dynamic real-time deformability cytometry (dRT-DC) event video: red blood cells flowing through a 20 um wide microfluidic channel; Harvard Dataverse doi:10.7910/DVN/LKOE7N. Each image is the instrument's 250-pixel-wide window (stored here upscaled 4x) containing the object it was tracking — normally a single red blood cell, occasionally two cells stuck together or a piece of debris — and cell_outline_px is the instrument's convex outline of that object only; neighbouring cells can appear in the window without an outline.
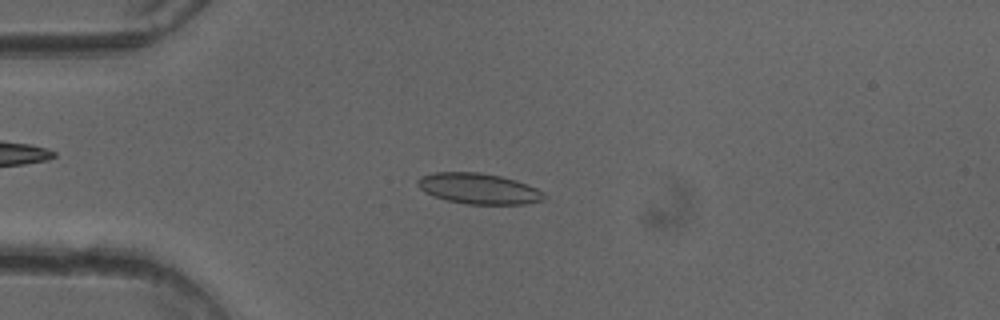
{"species": "common noctule bat (a hibernating species)", "species_latin": "Nyctalus noctula", "temperature_condition": "cold", "stored_images_in_passage": 50, "camera_frame_rate_fps": 3000, "um_per_image_px": 0.085, "animal": {"sex": "female"}, "frame": {"image": 1, "passage_image": 12, "time_ms": 3.667, "image_size_px": [1000, 320], "cell_outline_px": [[548, 196], [544, 200], [524, 204], [468, 204], [448, 200], [424, 192], [416, 184], [416, 180], [420, 176], [436, 172], [480, 172], [500, 176], [516, 180], [536, 188], [544, 192]], "centroid_in_image_um": [40.7, 16.03], "position_along_channel_um": 44.3, "area_um2": 22.66}}
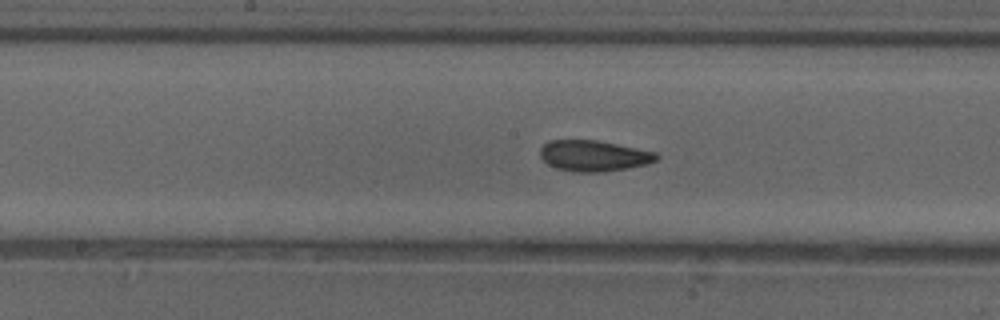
{"frame": {"image": 2, "passage_image": 25, "time_ms": 8.0, "image_size_px": [1000, 320], "cell_outline_px": [[660, 156], [656, 160], [648, 164], [628, 168], [604, 172], [572, 172], [556, 168], [548, 164], [540, 156], [540, 148], [548, 140], [596, 140], [656, 152]], "centroid_in_image_um": [50.46, 13.25], "position_along_channel_um": 197.7, "area_um2": 21.04}}
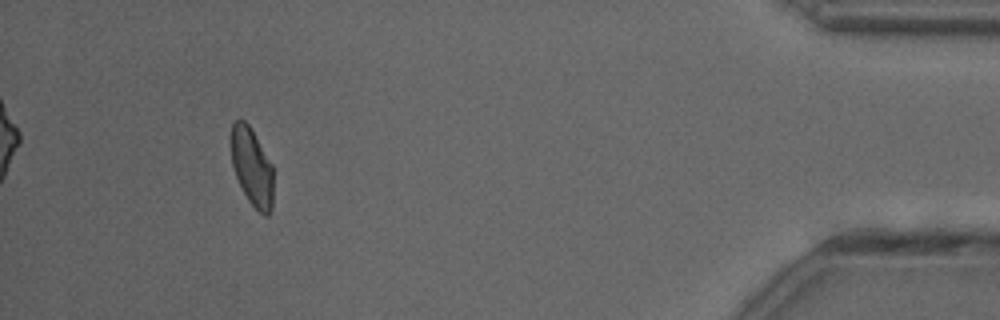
{"frame": {"image": 3, "passage_image": 46, "time_ms": 15.0, "image_size_px": [1000, 320], "cell_outline_px": [[272, 208], [268, 216], [264, 216], [248, 200], [236, 176], [232, 164], [232, 124], [236, 120], [244, 120], [248, 124], [272, 164]], "centroid_in_image_um": [21.43, 14.21], "position_along_channel_um": 413.8, "area_um2": 18.67}, "authors_computed_cell_mechanics": {"area_um2": 21.2704, "velocity_mm_per_s": 4.0368, "shape_relaxation_time_tau1_ms": null, "shape_relaxation_time_tau2_ms": 2.13, "deformation_change_tau1": null, "deformation_change_tau2": 0.0887}}